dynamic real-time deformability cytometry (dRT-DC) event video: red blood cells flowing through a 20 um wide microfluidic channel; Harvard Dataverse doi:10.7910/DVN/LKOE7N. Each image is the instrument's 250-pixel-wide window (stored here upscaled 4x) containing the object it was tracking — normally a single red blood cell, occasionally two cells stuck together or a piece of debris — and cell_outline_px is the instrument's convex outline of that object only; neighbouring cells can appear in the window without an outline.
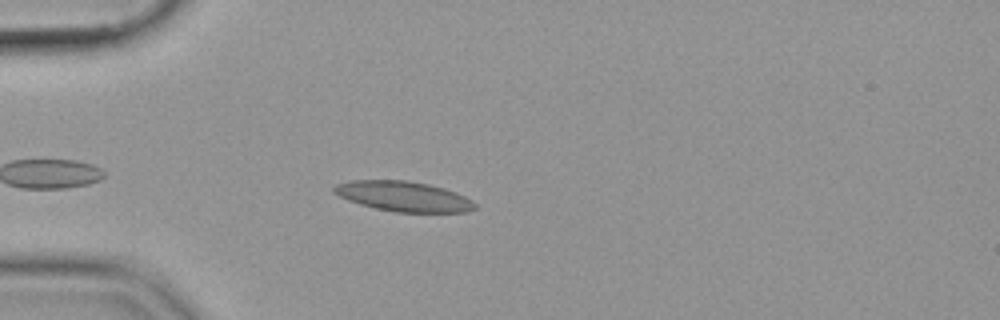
{"species": "common noctule bat (a hibernating species)", "species_latin": "Nyctalus noctula", "temperature_condition": "cold", "stored_images_in_passage": 40, "camera_frame_rate_fps": 3000, "um_per_image_px": 0.085, "animal": {"sex": "female", "body_mass_g": 19.9}, "frame": {"image": 1, "passage_image": 5, "time_ms": 1.333, "image_size_px": [1000, 320], "cell_outline_px": [[476, 208], [468, 212], [396, 212], [376, 208], [360, 204], [348, 200], [332, 192], [332, 188], [336, 184], [348, 180], [408, 180], [428, 184], [444, 188], [456, 192], [472, 200], [476, 204]], "centroid_in_image_um": [34.29, 16.68], "position_along_channel_um": 50.7, "area_um2": 24.8}}
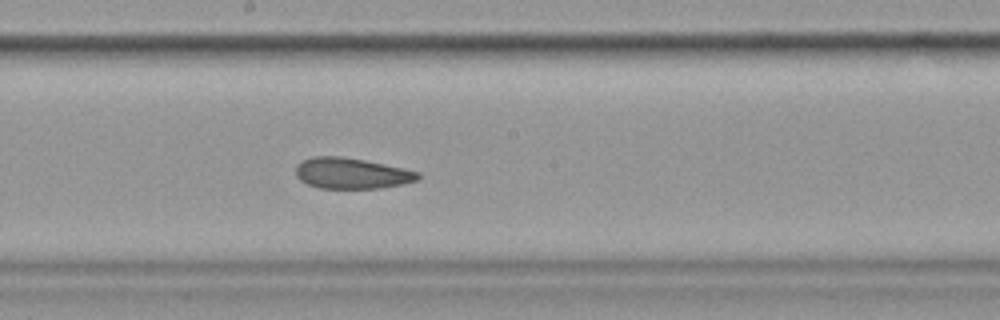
{"frame": {"image": 2, "passage_image": 20, "time_ms": 6.333, "image_size_px": [1000, 320], "cell_outline_px": [[420, 180], [380, 188], [320, 188], [308, 184], [300, 180], [296, 176], [296, 164], [312, 156], [340, 156], [364, 160], [404, 168], [420, 172]], "centroid_in_image_um": [29.88, 14.72], "position_along_channel_um": 218.3, "area_um2": 21.96}}
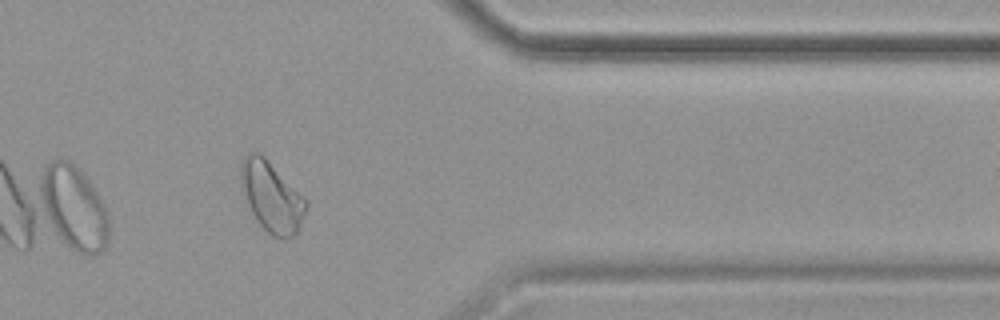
{"frame": {"image": 3, "passage_image": 35, "time_ms": 11.333, "image_size_px": [1000, 320], "cell_outline_px": [[308, 204], [300, 224], [296, 232], [292, 236], [272, 236], [256, 220], [240, 188], [240, 164], [244, 156], [248, 152], [260, 152], [308, 200]], "centroid_in_image_um": [23.05, 16.66], "position_along_channel_um": 388.3, "area_um2": 26.47}}